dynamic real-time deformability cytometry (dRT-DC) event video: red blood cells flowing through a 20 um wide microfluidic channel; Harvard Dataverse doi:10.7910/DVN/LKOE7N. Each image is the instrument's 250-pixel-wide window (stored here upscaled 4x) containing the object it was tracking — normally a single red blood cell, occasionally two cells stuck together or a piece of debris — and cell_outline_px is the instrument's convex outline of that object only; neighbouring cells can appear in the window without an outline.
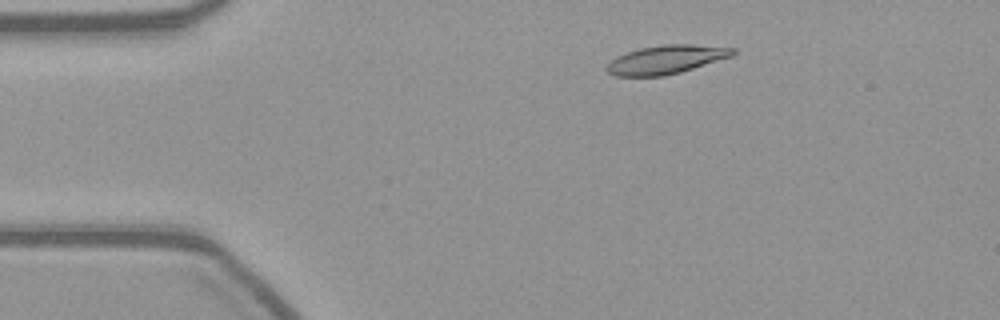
{"species": "common noctule bat (a hibernating species)", "species_latin": "Nyctalus noctula", "temperature_condition": "warm", "stored_images_in_passage": 53, "camera_frame_rate_fps": 3000, "um_per_image_px": 0.085, "animal": {"sex": "female", "body_mass_g": 21.9}, "frame": {"image": 1, "passage_image": 7, "time_ms": 2.0, "image_size_px": [1000, 320], "cell_outline_px": [[736, 52], [732, 56], [680, 72], [664, 76], [616, 76], [608, 72], [604, 68], [616, 56], [640, 48], [664, 44], [692, 44], [736, 48]], "centroid_in_image_um": [56.62, 5.06], "position_along_channel_um": 28.4, "area_um2": 20.92}}
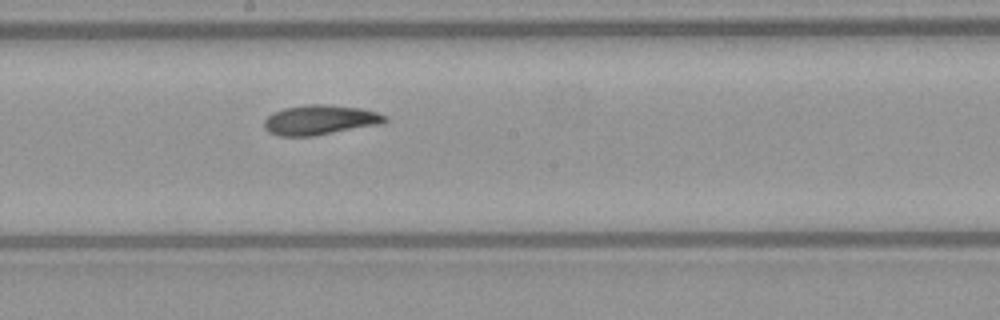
{"frame": {"image": 2, "passage_image": 27, "time_ms": 8.667, "image_size_px": [1000, 320], "cell_outline_px": [[388, 120], [384, 124], [312, 136], [276, 136], [268, 132], [264, 128], [264, 120], [272, 112], [284, 108], [308, 104], [328, 104], [360, 108], [376, 112], [388, 116]], "centroid_in_image_um": [27.21, 10.2], "position_along_channel_um": 221.0, "area_um2": 21.27}}
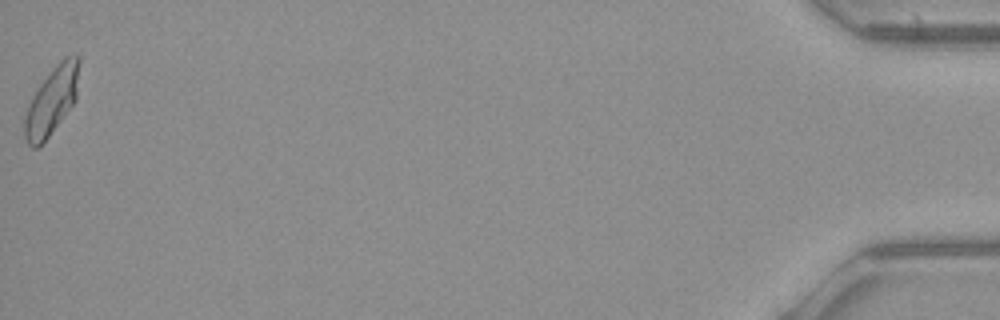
{"frame": {"image": 3, "passage_image": 53, "time_ms": 17.333, "image_size_px": [1000, 320], "cell_outline_px": [[80, 60], [76, 100], [48, 136], [36, 148], [32, 148], [24, 140], [24, 120], [32, 96], [40, 84], [56, 64], [64, 56], [76, 52], [80, 56]], "centroid_in_image_um": [4.42, 8.51], "position_along_channel_um": 430.8, "area_um2": 21.39}}